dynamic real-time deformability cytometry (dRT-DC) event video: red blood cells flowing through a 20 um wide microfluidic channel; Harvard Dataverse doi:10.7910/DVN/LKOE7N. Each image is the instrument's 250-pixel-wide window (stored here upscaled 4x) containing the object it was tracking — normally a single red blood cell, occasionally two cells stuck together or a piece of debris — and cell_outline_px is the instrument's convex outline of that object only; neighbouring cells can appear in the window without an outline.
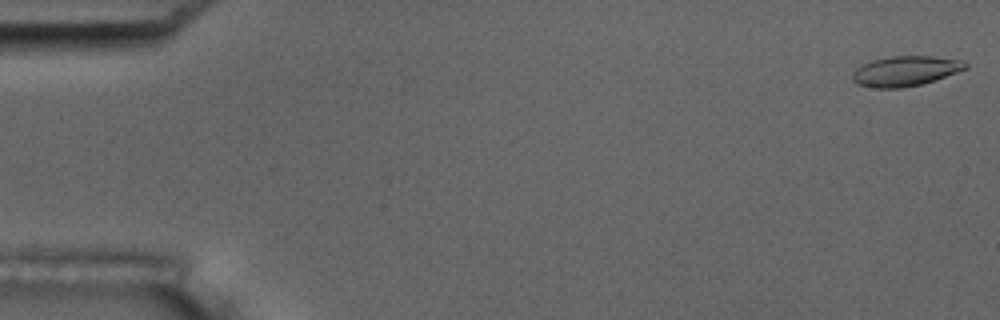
{"species": "common noctule bat (a hibernating species)", "species_latin": "Nyctalus noctula", "temperature_condition": "room temperature", "stored_images_in_passage": 17, "camera_frame_rate_fps": 3000, "um_per_image_px": 0.085, "animal": {"sex": "male", "body_mass_g": 17.5, "forearm_length_mm": 52.3}, "frame": {"image": 1, "passage_image": 1, "time_ms": 0.0, "image_size_px": [1000, 320], "cell_outline_px": [[968, 68], [936, 80], [920, 84], [900, 88], [876, 88], [856, 84], [852, 80], [852, 72], [856, 68], [872, 60], [892, 56], [932, 56], [964, 60], [968, 64]], "centroid_in_image_um": [76.97, 6.04], "position_along_channel_um": 8.0, "area_um2": 19.88}, "authors_computed_cell_mechanics": {"area_um2": 19.941, "velocity_mm_per_s": 3.5462, "shape_relaxation_time_tau1_ms": 4.3961, "shape_relaxation_time_tau2_ms": 2.3192, "deformation_change_tau1": 0.152, "deformation_change_tau2": 0.0997}}